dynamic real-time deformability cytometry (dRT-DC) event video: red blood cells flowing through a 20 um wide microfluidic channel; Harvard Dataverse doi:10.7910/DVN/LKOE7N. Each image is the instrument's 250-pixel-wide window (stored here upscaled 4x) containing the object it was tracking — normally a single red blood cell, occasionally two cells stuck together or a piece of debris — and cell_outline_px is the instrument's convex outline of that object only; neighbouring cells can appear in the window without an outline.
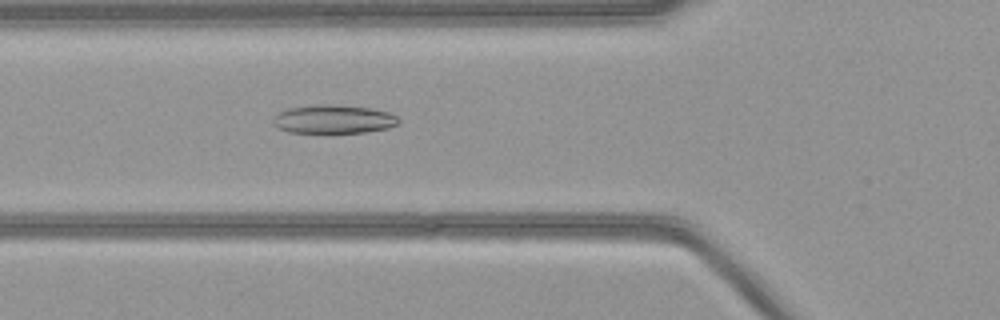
{"species": "common noctule bat (a hibernating species)", "species_latin": "Nyctalus noctula", "temperature_condition": "warm", "stored_images_in_passage": 53, "camera_frame_rate_fps": 3000, "um_per_image_px": 0.085, "animal": {"sex": "female", "body_mass_g": 21.9}, "frame": {"image": 1, "passage_image": 19, "time_ms": 6.0, "image_size_px": [1000, 320], "cell_outline_px": [[400, 124], [388, 128], [364, 132], [288, 132], [276, 128], [272, 124], [272, 120], [280, 112], [288, 108], [320, 104], [328, 104], [372, 108], [392, 112], [400, 120]], "centroid_in_image_um": [28.38, 10.13], "position_along_channel_um": 97.4, "area_um2": 20.98}}
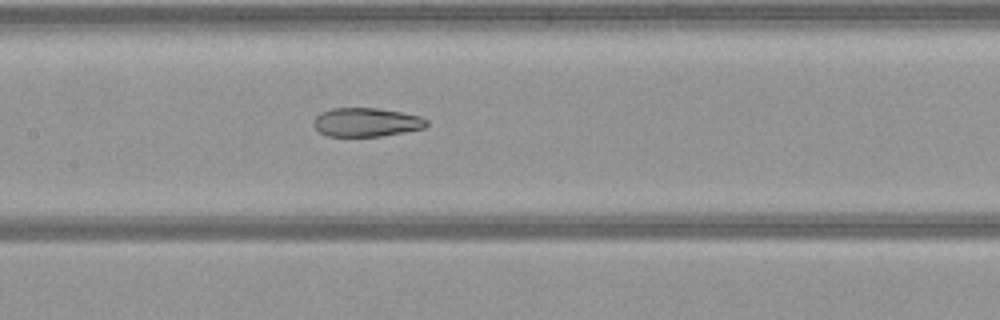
{"frame": {"image": 2, "passage_image": 25, "time_ms": 8.0, "image_size_px": [1000, 320], "cell_outline_px": [[428, 124], [424, 128], [404, 132], [380, 136], [328, 136], [320, 132], [312, 124], [312, 120], [320, 112], [332, 108], [380, 108], [420, 116], [428, 120]], "centroid_in_image_um": [31.12, 10.38], "position_along_channel_um": 176.3, "area_um2": 19.02}}
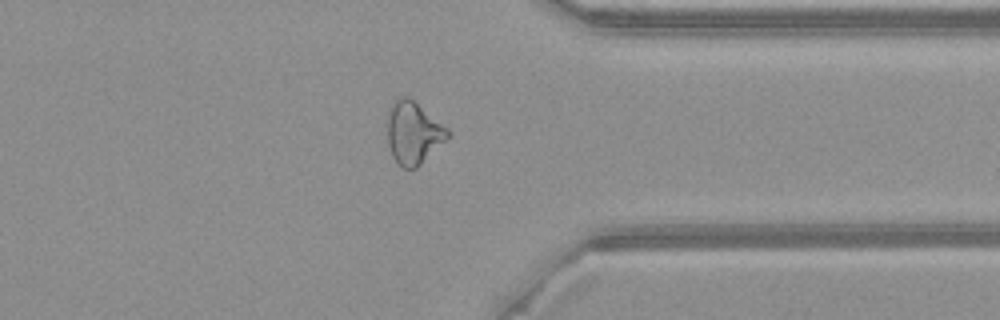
{"frame": {"image": 3, "passage_image": 41, "time_ms": 13.333, "image_size_px": [1000, 320], "cell_outline_px": [[448, 136], [416, 168], [400, 168], [396, 164], [392, 156], [388, 144], [388, 116], [392, 104], [400, 96], [408, 96], [448, 128]], "centroid_in_image_um": [35.09, 11.3], "position_along_channel_um": 376.3, "area_um2": 21.44}}